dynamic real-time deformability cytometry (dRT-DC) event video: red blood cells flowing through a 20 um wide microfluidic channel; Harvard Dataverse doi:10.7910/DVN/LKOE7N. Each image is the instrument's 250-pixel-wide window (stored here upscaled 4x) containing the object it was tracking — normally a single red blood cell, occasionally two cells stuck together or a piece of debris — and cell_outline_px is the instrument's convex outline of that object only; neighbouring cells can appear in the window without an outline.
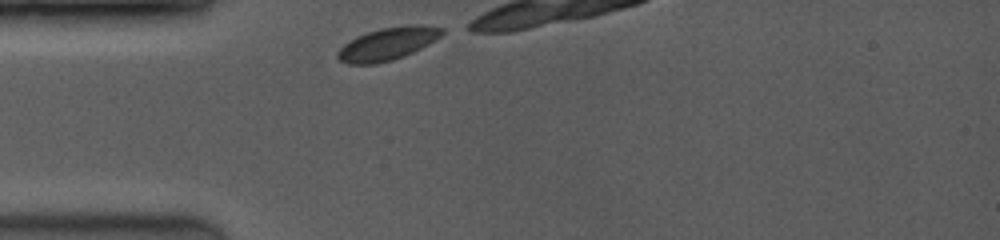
{"species": "common noctule bat (a hibernating species)", "species_latin": "Nyctalus noctula", "temperature_condition": "room temperature", "stored_images_in_passage": 4, "camera_frame_rate_fps": 3500, "um_per_image_px": 0.085, "animal": {"sex": "female", "body_mass_g": 19.0, "forearm_length_mm": 53.3}, "frame": {"image": 1, "passage_image": 1, "time_ms": 0.0, "image_size_px": [1000, 240], "cell_outline_px": [[444, 32], [440, 36], [428, 44], [404, 56], [392, 60], [376, 64], [348, 64], [340, 60], [336, 56], [336, 52], [344, 44], [356, 36], [380, 28], [408, 24], [420, 24], [444, 28]], "centroid_in_image_um": [32.93, 3.71], "position_along_channel_um": 52.1, "area_um2": 19.88}}